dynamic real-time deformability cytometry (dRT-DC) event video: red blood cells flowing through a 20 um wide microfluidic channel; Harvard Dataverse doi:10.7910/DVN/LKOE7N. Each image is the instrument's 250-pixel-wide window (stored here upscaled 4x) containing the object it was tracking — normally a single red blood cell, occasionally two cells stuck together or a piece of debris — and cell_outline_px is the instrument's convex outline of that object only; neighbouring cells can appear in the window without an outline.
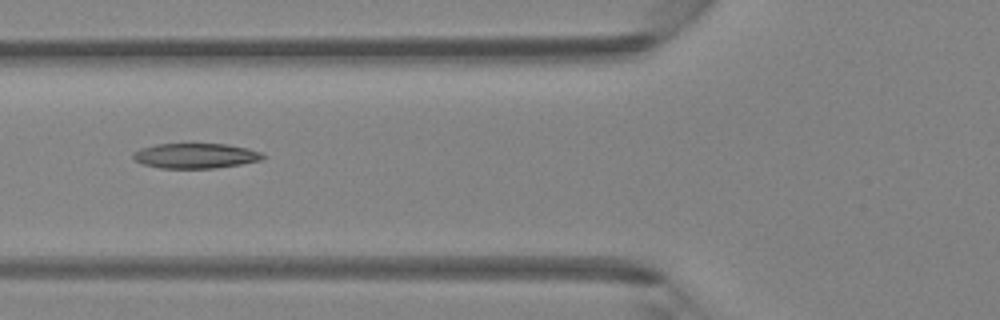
{"species": "Egyptian fruit bat (a non-hibernating species)", "species_latin": "Rousettus aegyptiacus", "temperature_condition": "room temperature", "stored_images_in_passage": 6, "camera_frame_rate_fps": 3000, "um_per_image_px": 0.085, "animal": {"sex": "female"}, "frame": {"image": 1, "passage_image": 6, "time_ms": 5.667, "image_size_px": [1000, 320], "cell_outline_px": [[268, 156], [260, 160], [240, 164], [216, 168], [160, 168], [144, 164], [136, 160], [132, 156], [132, 152], [140, 148], [156, 144], [228, 144], [248, 148], [260, 152]], "centroid_in_image_um": [16.63, 13.23], "position_along_channel_um": 109.2, "area_um2": 18.96}}